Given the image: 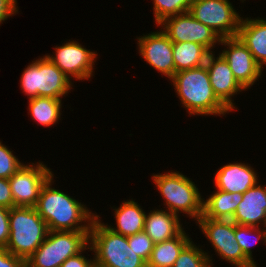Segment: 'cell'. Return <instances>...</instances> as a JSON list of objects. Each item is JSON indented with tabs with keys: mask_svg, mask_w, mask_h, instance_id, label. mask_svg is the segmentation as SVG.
I'll list each match as a JSON object with an SVG mask.
<instances>
[{
	"mask_svg": "<svg viewBox=\"0 0 266 267\" xmlns=\"http://www.w3.org/2000/svg\"><path fill=\"white\" fill-rule=\"evenodd\" d=\"M54 174L46 181L35 205L37 213L47 223L50 231H90L93 213L79 200L60 189L52 187ZM84 223V224H83Z\"/></svg>",
	"mask_w": 266,
	"mask_h": 267,
	"instance_id": "1",
	"label": "cell"
},
{
	"mask_svg": "<svg viewBox=\"0 0 266 267\" xmlns=\"http://www.w3.org/2000/svg\"><path fill=\"white\" fill-rule=\"evenodd\" d=\"M190 116H224L231 111L214 94L206 65L183 70L170 80Z\"/></svg>",
	"mask_w": 266,
	"mask_h": 267,
	"instance_id": "2",
	"label": "cell"
},
{
	"mask_svg": "<svg viewBox=\"0 0 266 267\" xmlns=\"http://www.w3.org/2000/svg\"><path fill=\"white\" fill-rule=\"evenodd\" d=\"M89 245L95 267H147V263L128 245V237L113 232L97 215L91 224Z\"/></svg>",
	"mask_w": 266,
	"mask_h": 267,
	"instance_id": "3",
	"label": "cell"
},
{
	"mask_svg": "<svg viewBox=\"0 0 266 267\" xmlns=\"http://www.w3.org/2000/svg\"><path fill=\"white\" fill-rule=\"evenodd\" d=\"M156 188L164 199L166 210L178 216L186 214L197 221L203 214V196L193 180L179 171L152 174Z\"/></svg>",
	"mask_w": 266,
	"mask_h": 267,
	"instance_id": "4",
	"label": "cell"
},
{
	"mask_svg": "<svg viewBox=\"0 0 266 267\" xmlns=\"http://www.w3.org/2000/svg\"><path fill=\"white\" fill-rule=\"evenodd\" d=\"M10 236L6 249L24 260L46 239L47 223L34 207H13L9 213Z\"/></svg>",
	"mask_w": 266,
	"mask_h": 267,
	"instance_id": "5",
	"label": "cell"
},
{
	"mask_svg": "<svg viewBox=\"0 0 266 267\" xmlns=\"http://www.w3.org/2000/svg\"><path fill=\"white\" fill-rule=\"evenodd\" d=\"M73 86L72 80L45 55L27 65L20 77L22 93L29 96L28 99L38 96L62 99Z\"/></svg>",
	"mask_w": 266,
	"mask_h": 267,
	"instance_id": "6",
	"label": "cell"
},
{
	"mask_svg": "<svg viewBox=\"0 0 266 267\" xmlns=\"http://www.w3.org/2000/svg\"><path fill=\"white\" fill-rule=\"evenodd\" d=\"M90 231H50L44 242L25 260L26 267H60L89 245Z\"/></svg>",
	"mask_w": 266,
	"mask_h": 267,
	"instance_id": "7",
	"label": "cell"
},
{
	"mask_svg": "<svg viewBox=\"0 0 266 267\" xmlns=\"http://www.w3.org/2000/svg\"><path fill=\"white\" fill-rule=\"evenodd\" d=\"M205 234L216 254L235 267H258L244 253L235 237L232 220L211 219L201 216L196 226Z\"/></svg>",
	"mask_w": 266,
	"mask_h": 267,
	"instance_id": "8",
	"label": "cell"
},
{
	"mask_svg": "<svg viewBox=\"0 0 266 267\" xmlns=\"http://www.w3.org/2000/svg\"><path fill=\"white\" fill-rule=\"evenodd\" d=\"M229 0H194L190 14L221 39L237 37L242 17Z\"/></svg>",
	"mask_w": 266,
	"mask_h": 267,
	"instance_id": "9",
	"label": "cell"
},
{
	"mask_svg": "<svg viewBox=\"0 0 266 267\" xmlns=\"http://www.w3.org/2000/svg\"><path fill=\"white\" fill-rule=\"evenodd\" d=\"M65 42L54 47V55L45 56L71 80H89L94 76V65L99 58L97 51L87 49L76 40Z\"/></svg>",
	"mask_w": 266,
	"mask_h": 267,
	"instance_id": "10",
	"label": "cell"
},
{
	"mask_svg": "<svg viewBox=\"0 0 266 267\" xmlns=\"http://www.w3.org/2000/svg\"><path fill=\"white\" fill-rule=\"evenodd\" d=\"M50 167L42 161L24 164L9 178L14 207H35L41 188L53 175Z\"/></svg>",
	"mask_w": 266,
	"mask_h": 267,
	"instance_id": "11",
	"label": "cell"
},
{
	"mask_svg": "<svg viewBox=\"0 0 266 267\" xmlns=\"http://www.w3.org/2000/svg\"><path fill=\"white\" fill-rule=\"evenodd\" d=\"M158 26L162 27L161 30L172 42L198 43L210 53L215 52V45L218 46L221 39L212 29L195 19L190 12L165 18Z\"/></svg>",
	"mask_w": 266,
	"mask_h": 267,
	"instance_id": "12",
	"label": "cell"
},
{
	"mask_svg": "<svg viewBox=\"0 0 266 267\" xmlns=\"http://www.w3.org/2000/svg\"><path fill=\"white\" fill-rule=\"evenodd\" d=\"M219 45L225 47L219 54L228 62L235 79L246 91L262 78L263 68L238 37L222 38Z\"/></svg>",
	"mask_w": 266,
	"mask_h": 267,
	"instance_id": "13",
	"label": "cell"
},
{
	"mask_svg": "<svg viewBox=\"0 0 266 267\" xmlns=\"http://www.w3.org/2000/svg\"><path fill=\"white\" fill-rule=\"evenodd\" d=\"M136 38L141 58L171 80L175 74L173 42L161 29Z\"/></svg>",
	"mask_w": 266,
	"mask_h": 267,
	"instance_id": "14",
	"label": "cell"
},
{
	"mask_svg": "<svg viewBox=\"0 0 266 267\" xmlns=\"http://www.w3.org/2000/svg\"><path fill=\"white\" fill-rule=\"evenodd\" d=\"M217 55L211 52L205 63L213 92L231 112L239 110L232 97L245 89L235 79L228 62L220 54Z\"/></svg>",
	"mask_w": 266,
	"mask_h": 267,
	"instance_id": "15",
	"label": "cell"
},
{
	"mask_svg": "<svg viewBox=\"0 0 266 267\" xmlns=\"http://www.w3.org/2000/svg\"><path fill=\"white\" fill-rule=\"evenodd\" d=\"M250 165L237 161L221 166L214 174L215 187L228 193H245L259 182L257 172Z\"/></svg>",
	"mask_w": 266,
	"mask_h": 267,
	"instance_id": "16",
	"label": "cell"
},
{
	"mask_svg": "<svg viewBox=\"0 0 266 267\" xmlns=\"http://www.w3.org/2000/svg\"><path fill=\"white\" fill-rule=\"evenodd\" d=\"M232 221L238 225L266 227V184L257 182L243 193Z\"/></svg>",
	"mask_w": 266,
	"mask_h": 267,
	"instance_id": "17",
	"label": "cell"
},
{
	"mask_svg": "<svg viewBox=\"0 0 266 267\" xmlns=\"http://www.w3.org/2000/svg\"><path fill=\"white\" fill-rule=\"evenodd\" d=\"M179 217L162 208L150 210L146 213L144 232L154 243L173 239L184 230Z\"/></svg>",
	"mask_w": 266,
	"mask_h": 267,
	"instance_id": "18",
	"label": "cell"
},
{
	"mask_svg": "<svg viewBox=\"0 0 266 267\" xmlns=\"http://www.w3.org/2000/svg\"><path fill=\"white\" fill-rule=\"evenodd\" d=\"M237 37L264 70L266 66V19L242 17Z\"/></svg>",
	"mask_w": 266,
	"mask_h": 267,
	"instance_id": "19",
	"label": "cell"
},
{
	"mask_svg": "<svg viewBox=\"0 0 266 267\" xmlns=\"http://www.w3.org/2000/svg\"><path fill=\"white\" fill-rule=\"evenodd\" d=\"M112 208L114 210L116 228L111 224L108 225L106 223V225L113 232L129 237L144 231L146 212L133 198L124 200L117 208H114V206Z\"/></svg>",
	"mask_w": 266,
	"mask_h": 267,
	"instance_id": "20",
	"label": "cell"
},
{
	"mask_svg": "<svg viewBox=\"0 0 266 267\" xmlns=\"http://www.w3.org/2000/svg\"><path fill=\"white\" fill-rule=\"evenodd\" d=\"M243 199L241 193H228L216 189L205 200L203 198L204 218L232 220L237 206Z\"/></svg>",
	"mask_w": 266,
	"mask_h": 267,
	"instance_id": "21",
	"label": "cell"
},
{
	"mask_svg": "<svg viewBox=\"0 0 266 267\" xmlns=\"http://www.w3.org/2000/svg\"><path fill=\"white\" fill-rule=\"evenodd\" d=\"M191 240L183 230L173 239L155 243L147 267H172L179 253Z\"/></svg>",
	"mask_w": 266,
	"mask_h": 267,
	"instance_id": "22",
	"label": "cell"
},
{
	"mask_svg": "<svg viewBox=\"0 0 266 267\" xmlns=\"http://www.w3.org/2000/svg\"><path fill=\"white\" fill-rule=\"evenodd\" d=\"M209 54L210 52L198 43L173 42L175 73L204 65Z\"/></svg>",
	"mask_w": 266,
	"mask_h": 267,
	"instance_id": "23",
	"label": "cell"
},
{
	"mask_svg": "<svg viewBox=\"0 0 266 267\" xmlns=\"http://www.w3.org/2000/svg\"><path fill=\"white\" fill-rule=\"evenodd\" d=\"M28 101L27 109L29 110L30 117L38 125L50 128L61 120L62 99L38 96Z\"/></svg>",
	"mask_w": 266,
	"mask_h": 267,
	"instance_id": "24",
	"label": "cell"
},
{
	"mask_svg": "<svg viewBox=\"0 0 266 267\" xmlns=\"http://www.w3.org/2000/svg\"><path fill=\"white\" fill-rule=\"evenodd\" d=\"M199 247L203 246H196L191 240L179 253L172 267H214L212 255Z\"/></svg>",
	"mask_w": 266,
	"mask_h": 267,
	"instance_id": "25",
	"label": "cell"
},
{
	"mask_svg": "<svg viewBox=\"0 0 266 267\" xmlns=\"http://www.w3.org/2000/svg\"><path fill=\"white\" fill-rule=\"evenodd\" d=\"M254 236V237H253ZM235 237L243 253L256 265L257 262L252 255V247L262 240L266 245V227H253L235 224ZM252 239V240H251Z\"/></svg>",
	"mask_w": 266,
	"mask_h": 267,
	"instance_id": "26",
	"label": "cell"
},
{
	"mask_svg": "<svg viewBox=\"0 0 266 267\" xmlns=\"http://www.w3.org/2000/svg\"><path fill=\"white\" fill-rule=\"evenodd\" d=\"M154 22L158 25L165 18L189 12L194 0H152Z\"/></svg>",
	"mask_w": 266,
	"mask_h": 267,
	"instance_id": "27",
	"label": "cell"
},
{
	"mask_svg": "<svg viewBox=\"0 0 266 267\" xmlns=\"http://www.w3.org/2000/svg\"><path fill=\"white\" fill-rule=\"evenodd\" d=\"M22 166L24 163L0 140V178H11Z\"/></svg>",
	"mask_w": 266,
	"mask_h": 267,
	"instance_id": "28",
	"label": "cell"
},
{
	"mask_svg": "<svg viewBox=\"0 0 266 267\" xmlns=\"http://www.w3.org/2000/svg\"><path fill=\"white\" fill-rule=\"evenodd\" d=\"M154 244L155 243L144 231L128 237V245L130 248H133L136 254L139 255L146 263L150 259Z\"/></svg>",
	"mask_w": 266,
	"mask_h": 267,
	"instance_id": "29",
	"label": "cell"
},
{
	"mask_svg": "<svg viewBox=\"0 0 266 267\" xmlns=\"http://www.w3.org/2000/svg\"><path fill=\"white\" fill-rule=\"evenodd\" d=\"M86 250L92 251L91 246L88 245L79 254L66 259L60 267H95L94 256L91 257L92 259H89L88 257H85L84 254H82L85 253Z\"/></svg>",
	"mask_w": 266,
	"mask_h": 267,
	"instance_id": "30",
	"label": "cell"
},
{
	"mask_svg": "<svg viewBox=\"0 0 266 267\" xmlns=\"http://www.w3.org/2000/svg\"><path fill=\"white\" fill-rule=\"evenodd\" d=\"M9 213L10 209L0 206V247H6L9 241Z\"/></svg>",
	"mask_w": 266,
	"mask_h": 267,
	"instance_id": "31",
	"label": "cell"
},
{
	"mask_svg": "<svg viewBox=\"0 0 266 267\" xmlns=\"http://www.w3.org/2000/svg\"><path fill=\"white\" fill-rule=\"evenodd\" d=\"M0 267H26L25 260L0 247Z\"/></svg>",
	"mask_w": 266,
	"mask_h": 267,
	"instance_id": "32",
	"label": "cell"
},
{
	"mask_svg": "<svg viewBox=\"0 0 266 267\" xmlns=\"http://www.w3.org/2000/svg\"><path fill=\"white\" fill-rule=\"evenodd\" d=\"M0 206L11 209L14 207L9 179L0 178Z\"/></svg>",
	"mask_w": 266,
	"mask_h": 267,
	"instance_id": "33",
	"label": "cell"
},
{
	"mask_svg": "<svg viewBox=\"0 0 266 267\" xmlns=\"http://www.w3.org/2000/svg\"><path fill=\"white\" fill-rule=\"evenodd\" d=\"M17 0H0V25L19 13Z\"/></svg>",
	"mask_w": 266,
	"mask_h": 267,
	"instance_id": "34",
	"label": "cell"
}]
</instances>
